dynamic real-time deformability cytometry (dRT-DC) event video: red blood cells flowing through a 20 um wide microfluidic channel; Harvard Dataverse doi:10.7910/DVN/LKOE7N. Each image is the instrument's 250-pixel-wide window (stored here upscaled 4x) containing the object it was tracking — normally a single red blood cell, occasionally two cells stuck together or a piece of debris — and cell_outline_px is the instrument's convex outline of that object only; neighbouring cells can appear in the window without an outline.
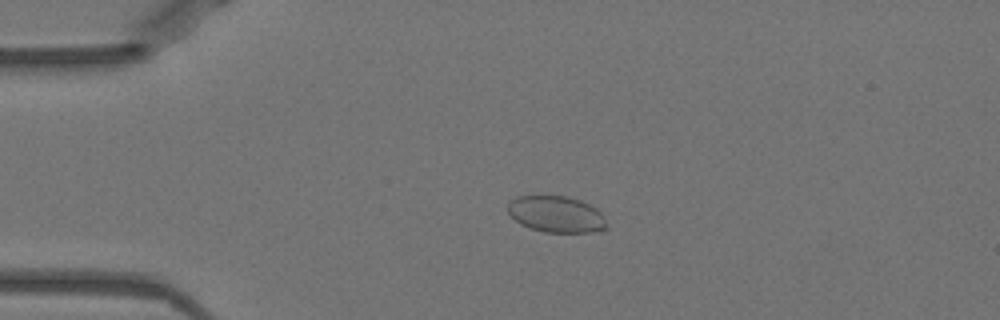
{"species": "Egyptian fruit bat (a non-hibernating species)", "species_latin": "Rousettus aegyptiacus", "temperature_condition": "warm", "stored_images_in_passage": 20, "camera_frame_rate_fps": 3000, "um_per_image_px": 0.085, "animal": {"sex": "female"}, "frame": {"image": 1, "passage_image": 12, "time_ms": 3.667, "image_size_px": [1000, 320], "cell_outline_px": [[608, 228], [604, 232], [544, 232], [528, 228], [520, 224], [508, 212], [508, 204], [516, 196], [564, 196], [580, 200], [596, 208], [604, 216]], "centroid_in_image_um": [47.32, 18.23], "position_along_channel_um": 37.7, "area_um2": 21.1}}
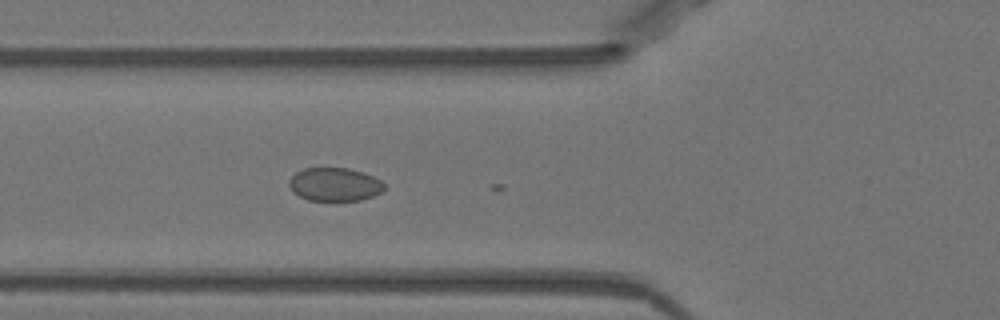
{"frame": {"image": 2, "passage_image": 19, "time_ms": 6.0, "image_size_px": [1000, 320], "cell_outline_px": [[384, 188], [380, 192], [372, 196], [360, 200], [308, 200], [292, 192], [288, 184], [288, 180], [296, 172], [304, 168], [348, 168], [364, 172], [380, 180], [384, 184]], "centroid_in_image_um": [28.41, 15.66], "position_along_channel_um": 97.4, "area_um2": 18.44}}